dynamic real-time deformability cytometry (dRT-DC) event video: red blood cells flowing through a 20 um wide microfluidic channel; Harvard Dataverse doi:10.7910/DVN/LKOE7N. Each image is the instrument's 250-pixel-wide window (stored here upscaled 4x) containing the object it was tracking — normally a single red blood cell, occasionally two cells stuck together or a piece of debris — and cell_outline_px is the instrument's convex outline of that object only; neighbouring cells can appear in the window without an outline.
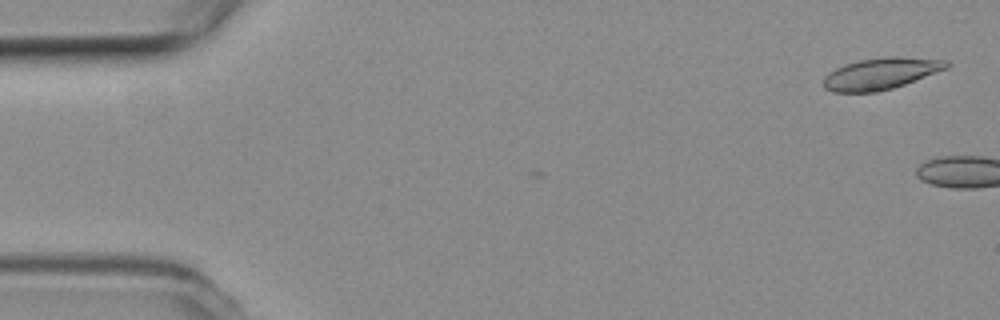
{"species": "common noctule bat (a hibernating species)", "species_latin": "Nyctalus noctula", "temperature_condition": "room temperature", "stored_images_in_passage": 2, "camera_frame_rate_fps": 3000, "um_per_image_px": 0.085, "animal": {"sex": "female", "body_mass_g": 19.3, "forearm_length_mm": 54.1}, "frame": {"image": 1, "passage_image": 2, "time_ms": 0.333, "image_size_px": [1000, 320], "cell_outline_px": [[952, 64], [948, 68], [904, 84], [892, 88], [876, 92], [832, 92], [824, 88], [824, 76], [828, 72], [844, 64], [860, 60], [888, 56], [896, 56], [948, 60]], "centroid_in_image_um": [74.88, 6.25], "position_along_channel_um": 10.1, "area_um2": 22.66}}